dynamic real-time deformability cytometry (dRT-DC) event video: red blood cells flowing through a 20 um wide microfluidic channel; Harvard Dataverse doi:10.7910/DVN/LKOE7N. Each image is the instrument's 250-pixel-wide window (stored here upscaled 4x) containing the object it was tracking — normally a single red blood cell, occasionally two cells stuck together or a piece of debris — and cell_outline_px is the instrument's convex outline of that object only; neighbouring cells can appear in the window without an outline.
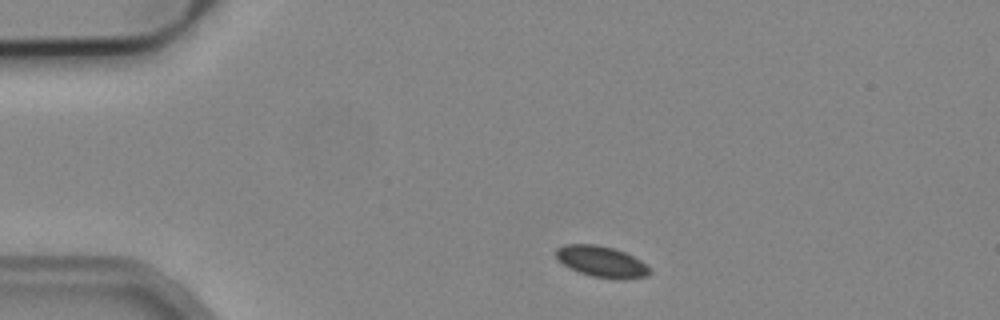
{"species": "common noctule bat (a hibernating species)", "species_latin": "Nyctalus noctula", "temperature_condition": "cold", "stored_images_in_passage": 6, "camera_frame_rate_fps": 3000, "um_per_image_px": 0.085, "animal": {"sex": "male", "body_mass_g": 19.2, "forearm_length_mm": 51.8}, "frame": {"image": 1, "passage_image": 1, "time_ms": 0.0, "image_size_px": [1000, 320], "cell_outline_px": [[652, 272], [648, 276], [624, 280], [620, 280], [592, 276], [568, 268], [556, 256], [556, 248], [564, 244], [596, 244], [612, 248], [624, 252], [640, 260]], "centroid_in_image_um": [51.13, 22.25], "position_along_channel_um": 33.9, "area_um2": 16.94}}
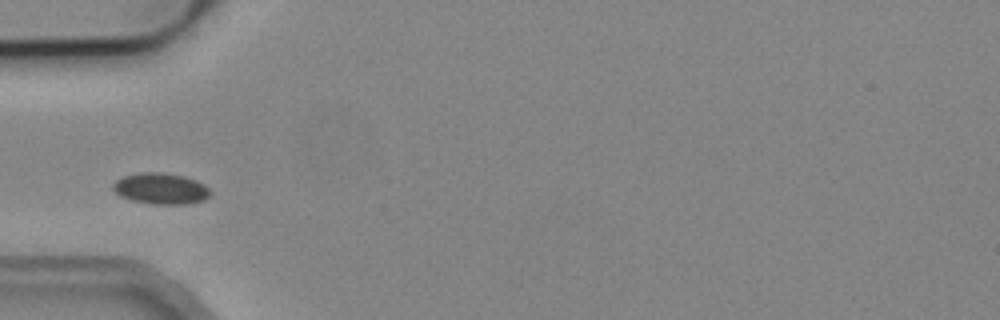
{"frame": {"image": 2, "passage_image": 3, "time_ms": 2.333, "image_size_px": [1000, 320], "cell_outline_px": [[212, 192], [204, 200], [188, 204], [152, 204], [132, 200], [120, 196], [112, 188], [112, 184], [116, 180], [124, 176], [140, 172], [164, 172], [184, 176], [196, 180], [204, 184]], "centroid_in_image_um": [13.67, 16.02], "position_along_channel_um": 71.3, "area_um2": 17.74}}
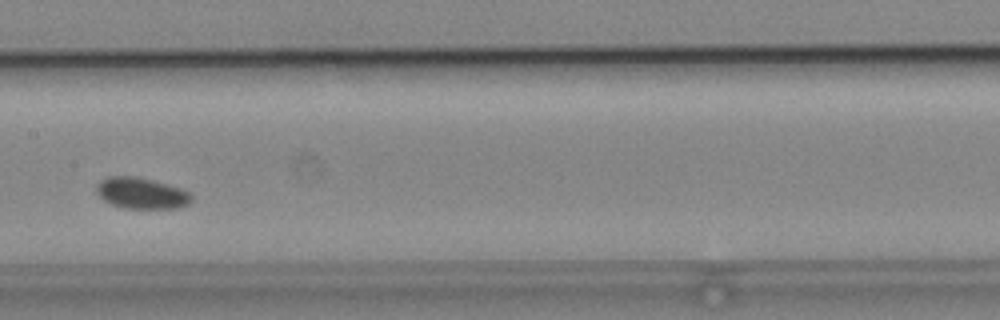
{"frame": {"image": 3, "passage_image": 6, "time_ms": 5.667, "image_size_px": [1000, 320], "cell_outline_px": [[192, 200], [188, 204], [176, 208], [124, 208], [112, 204], [104, 200], [96, 192], [96, 184], [100, 180], [108, 176], [136, 176], [168, 184], [180, 188], [188, 192], [192, 196]], "centroid_in_image_um": [12.0, 16.41], "position_along_channel_um": 195.4, "area_um2": 17.22}}